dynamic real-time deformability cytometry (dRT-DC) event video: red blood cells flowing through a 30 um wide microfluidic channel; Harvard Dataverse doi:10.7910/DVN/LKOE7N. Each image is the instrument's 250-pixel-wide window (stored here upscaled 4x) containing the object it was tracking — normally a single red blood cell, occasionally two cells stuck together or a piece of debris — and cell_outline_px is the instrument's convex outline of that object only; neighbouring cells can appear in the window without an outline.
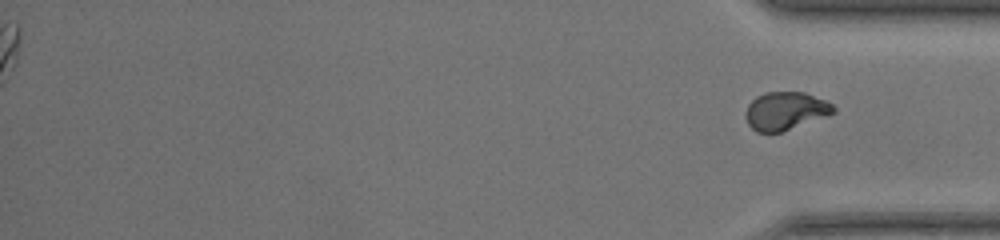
{"species": "common noctule bat (a hibernating species)", "species_latin": "Nyctalus noctula", "temperature_condition": "warm", "stored_images_in_passage": 39, "segment_of_instrument_passage": [2, 2], "camera_frame_rate_fps": 3000, "um_per_image_px": 0.085, "animal": {"sex": "female", "body_mass_g": 17.0, "forearm_length_mm": 48.0}, "frame": {"image": 1, "passage_image": 39, "time_ms": 12.667, "image_size_px": [1000, 240], "cell_outline_px": [[836, 112], [780, 132], [756, 132], [748, 124], [748, 104], [756, 96], [764, 92], [804, 92], [824, 100], [832, 104], [836, 108]], "centroid_in_image_um": [66.77, 9.41], "position_along_channel_um": 368.4, "area_um2": 19.02}}